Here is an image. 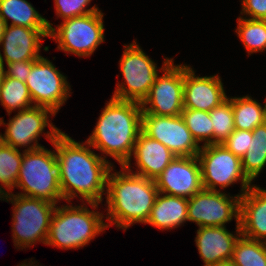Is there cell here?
<instances>
[{
	"instance_id": "1",
	"label": "cell",
	"mask_w": 266,
	"mask_h": 266,
	"mask_svg": "<svg viewBox=\"0 0 266 266\" xmlns=\"http://www.w3.org/2000/svg\"><path fill=\"white\" fill-rule=\"evenodd\" d=\"M52 145L56 150L63 200L71 203V199L80 196V200L98 209L102 195L106 194L112 163L91 151L88 142H77L62 131Z\"/></svg>"
},
{
	"instance_id": "2",
	"label": "cell",
	"mask_w": 266,
	"mask_h": 266,
	"mask_svg": "<svg viewBox=\"0 0 266 266\" xmlns=\"http://www.w3.org/2000/svg\"><path fill=\"white\" fill-rule=\"evenodd\" d=\"M141 103L118 100L106 103L92 134L86 142L94 149L114 158L121 166L131 168V155L142 128Z\"/></svg>"
},
{
	"instance_id": "3",
	"label": "cell",
	"mask_w": 266,
	"mask_h": 266,
	"mask_svg": "<svg viewBox=\"0 0 266 266\" xmlns=\"http://www.w3.org/2000/svg\"><path fill=\"white\" fill-rule=\"evenodd\" d=\"M121 169L112 173V168L107 177L106 224L125 231L134 223L146 224L158 189L153 179L134 174L124 166Z\"/></svg>"
},
{
	"instance_id": "4",
	"label": "cell",
	"mask_w": 266,
	"mask_h": 266,
	"mask_svg": "<svg viewBox=\"0 0 266 266\" xmlns=\"http://www.w3.org/2000/svg\"><path fill=\"white\" fill-rule=\"evenodd\" d=\"M105 216L87 206H56L45 245L61 249H79L107 229Z\"/></svg>"
},
{
	"instance_id": "5",
	"label": "cell",
	"mask_w": 266,
	"mask_h": 266,
	"mask_svg": "<svg viewBox=\"0 0 266 266\" xmlns=\"http://www.w3.org/2000/svg\"><path fill=\"white\" fill-rule=\"evenodd\" d=\"M44 147L22 150V164L15 187L23 191L18 195L58 204L63 197L57 157L55 150L51 151Z\"/></svg>"
},
{
	"instance_id": "6",
	"label": "cell",
	"mask_w": 266,
	"mask_h": 266,
	"mask_svg": "<svg viewBox=\"0 0 266 266\" xmlns=\"http://www.w3.org/2000/svg\"><path fill=\"white\" fill-rule=\"evenodd\" d=\"M13 205V243L18 249L30 248L37 242L46 244L50 223L57 204L18 194H9Z\"/></svg>"
},
{
	"instance_id": "7",
	"label": "cell",
	"mask_w": 266,
	"mask_h": 266,
	"mask_svg": "<svg viewBox=\"0 0 266 266\" xmlns=\"http://www.w3.org/2000/svg\"><path fill=\"white\" fill-rule=\"evenodd\" d=\"M119 67L124 82L116 85L112 97L142 103L159 74L156 63L134 40L133 43L124 45Z\"/></svg>"
},
{
	"instance_id": "8",
	"label": "cell",
	"mask_w": 266,
	"mask_h": 266,
	"mask_svg": "<svg viewBox=\"0 0 266 266\" xmlns=\"http://www.w3.org/2000/svg\"><path fill=\"white\" fill-rule=\"evenodd\" d=\"M104 14L100 11L63 20L49 30V38L58 43L57 50L78 57L91 56L104 42Z\"/></svg>"
},
{
	"instance_id": "9",
	"label": "cell",
	"mask_w": 266,
	"mask_h": 266,
	"mask_svg": "<svg viewBox=\"0 0 266 266\" xmlns=\"http://www.w3.org/2000/svg\"><path fill=\"white\" fill-rule=\"evenodd\" d=\"M200 166L203 189L222 190L241 181L242 196L252 185L245 176L241 159L229 151L224 144L202 145L197 155Z\"/></svg>"
},
{
	"instance_id": "10",
	"label": "cell",
	"mask_w": 266,
	"mask_h": 266,
	"mask_svg": "<svg viewBox=\"0 0 266 266\" xmlns=\"http://www.w3.org/2000/svg\"><path fill=\"white\" fill-rule=\"evenodd\" d=\"M49 115L56 114L48 108L32 106L19 111L8 123H4V119L0 117V126H6L5 133L0 134V140L16 149L28 147L24 150H35L43 147L38 143V139L45 128L50 127V131L44 132V135L53 143L61 130L49 121Z\"/></svg>"
},
{
	"instance_id": "11",
	"label": "cell",
	"mask_w": 266,
	"mask_h": 266,
	"mask_svg": "<svg viewBox=\"0 0 266 266\" xmlns=\"http://www.w3.org/2000/svg\"><path fill=\"white\" fill-rule=\"evenodd\" d=\"M173 58H165L148 96L142 101L143 113L159 116H178L183 111L184 64L174 65ZM150 105V106H147Z\"/></svg>"
},
{
	"instance_id": "12",
	"label": "cell",
	"mask_w": 266,
	"mask_h": 266,
	"mask_svg": "<svg viewBox=\"0 0 266 266\" xmlns=\"http://www.w3.org/2000/svg\"><path fill=\"white\" fill-rule=\"evenodd\" d=\"M25 83L34 106L48 108L55 114L71 96V88L66 76L43 56L32 65Z\"/></svg>"
},
{
	"instance_id": "13",
	"label": "cell",
	"mask_w": 266,
	"mask_h": 266,
	"mask_svg": "<svg viewBox=\"0 0 266 266\" xmlns=\"http://www.w3.org/2000/svg\"><path fill=\"white\" fill-rule=\"evenodd\" d=\"M240 197V194L233 197L220 190L202 189L188 198V221L198 227H225L234 218L239 224Z\"/></svg>"
},
{
	"instance_id": "14",
	"label": "cell",
	"mask_w": 266,
	"mask_h": 266,
	"mask_svg": "<svg viewBox=\"0 0 266 266\" xmlns=\"http://www.w3.org/2000/svg\"><path fill=\"white\" fill-rule=\"evenodd\" d=\"M141 131L161 142L175 156H197L201 149L181 115L159 116L142 113Z\"/></svg>"
},
{
	"instance_id": "15",
	"label": "cell",
	"mask_w": 266,
	"mask_h": 266,
	"mask_svg": "<svg viewBox=\"0 0 266 266\" xmlns=\"http://www.w3.org/2000/svg\"><path fill=\"white\" fill-rule=\"evenodd\" d=\"M158 192L190 198L203 189L201 166L197 156H175L155 178Z\"/></svg>"
},
{
	"instance_id": "16",
	"label": "cell",
	"mask_w": 266,
	"mask_h": 266,
	"mask_svg": "<svg viewBox=\"0 0 266 266\" xmlns=\"http://www.w3.org/2000/svg\"><path fill=\"white\" fill-rule=\"evenodd\" d=\"M227 98L220 76L199 77L184 65L183 108L210 112Z\"/></svg>"
},
{
	"instance_id": "17",
	"label": "cell",
	"mask_w": 266,
	"mask_h": 266,
	"mask_svg": "<svg viewBox=\"0 0 266 266\" xmlns=\"http://www.w3.org/2000/svg\"><path fill=\"white\" fill-rule=\"evenodd\" d=\"M49 28H27L18 25H8L0 42L4 55L0 60L6 64L18 61L37 60L41 57L42 37L48 38Z\"/></svg>"
},
{
	"instance_id": "18",
	"label": "cell",
	"mask_w": 266,
	"mask_h": 266,
	"mask_svg": "<svg viewBox=\"0 0 266 266\" xmlns=\"http://www.w3.org/2000/svg\"><path fill=\"white\" fill-rule=\"evenodd\" d=\"M198 228L195 244L204 266L231 261L235 243L242 235L239 224H236V235L230 233L226 226Z\"/></svg>"
},
{
	"instance_id": "19",
	"label": "cell",
	"mask_w": 266,
	"mask_h": 266,
	"mask_svg": "<svg viewBox=\"0 0 266 266\" xmlns=\"http://www.w3.org/2000/svg\"><path fill=\"white\" fill-rule=\"evenodd\" d=\"M239 226L242 236L266 242V189L251 185L240 197Z\"/></svg>"
},
{
	"instance_id": "20",
	"label": "cell",
	"mask_w": 266,
	"mask_h": 266,
	"mask_svg": "<svg viewBox=\"0 0 266 266\" xmlns=\"http://www.w3.org/2000/svg\"><path fill=\"white\" fill-rule=\"evenodd\" d=\"M132 156L136 161L137 169L136 171L130 168L127 169L134 174L153 180L162 173L175 157L165 145L148 137L142 131L137 137L131 158Z\"/></svg>"
},
{
	"instance_id": "21",
	"label": "cell",
	"mask_w": 266,
	"mask_h": 266,
	"mask_svg": "<svg viewBox=\"0 0 266 266\" xmlns=\"http://www.w3.org/2000/svg\"><path fill=\"white\" fill-rule=\"evenodd\" d=\"M188 198L158 192L146 224L160 230L180 227L188 221Z\"/></svg>"
},
{
	"instance_id": "22",
	"label": "cell",
	"mask_w": 266,
	"mask_h": 266,
	"mask_svg": "<svg viewBox=\"0 0 266 266\" xmlns=\"http://www.w3.org/2000/svg\"><path fill=\"white\" fill-rule=\"evenodd\" d=\"M0 17L8 26L18 25L27 28H53V24L44 18L27 0H0Z\"/></svg>"
},
{
	"instance_id": "23",
	"label": "cell",
	"mask_w": 266,
	"mask_h": 266,
	"mask_svg": "<svg viewBox=\"0 0 266 266\" xmlns=\"http://www.w3.org/2000/svg\"><path fill=\"white\" fill-rule=\"evenodd\" d=\"M236 130L252 131L266 122V103H258L251 96L230 97Z\"/></svg>"
},
{
	"instance_id": "24",
	"label": "cell",
	"mask_w": 266,
	"mask_h": 266,
	"mask_svg": "<svg viewBox=\"0 0 266 266\" xmlns=\"http://www.w3.org/2000/svg\"><path fill=\"white\" fill-rule=\"evenodd\" d=\"M252 137L247 152L241 158L243 172L251 182L266 167V122L252 130Z\"/></svg>"
},
{
	"instance_id": "25",
	"label": "cell",
	"mask_w": 266,
	"mask_h": 266,
	"mask_svg": "<svg viewBox=\"0 0 266 266\" xmlns=\"http://www.w3.org/2000/svg\"><path fill=\"white\" fill-rule=\"evenodd\" d=\"M236 33L248 55L266 51V20L249 19L239 16Z\"/></svg>"
},
{
	"instance_id": "26",
	"label": "cell",
	"mask_w": 266,
	"mask_h": 266,
	"mask_svg": "<svg viewBox=\"0 0 266 266\" xmlns=\"http://www.w3.org/2000/svg\"><path fill=\"white\" fill-rule=\"evenodd\" d=\"M0 102L8 115L16 109L19 112L34 106L26 83L6 75L0 91Z\"/></svg>"
},
{
	"instance_id": "27",
	"label": "cell",
	"mask_w": 266,
	"mask_h": 266,
	"mask_svg": "<svg viewBox=\"0 0 266 266\" xmlns=\"http://www.w3.org/2000/svg\"><path fill=\"white\" fill-rule=\"evenodd\" d=\"M231 262L235 266H266V244L240 236L235 243Z\"/></svg>"
},
{
	"instance_id": "28",
	"label": "cell",
	"mask_w": 266,
	"mask_h": 266,
	"mask_svg": "<svg viewBox=\"0 0 266 266\" xmlns=\"http://www.w3.org/2000/svg\"><path fill=\"white\" fill-rule=\"evenodd\" d=\"M23 152L0 140V181L8 191L14 190L22 164Z\"/></svg>"
},
{
	"instance_id": "29",
	"label": "cell",
	"mask_w": 266,
	"mask_h": 266,
	"mask_svg": "<svg viewBox=\"0 0 266 266\" xmlns=\"http://www.w3.org/2000/svg\"><path fill=\"white\" fill-rule=\"evenodd\" d=\"M181 117L198 144H213V126L209 112L183 108Z\"/></svg>"
},
{
	"instance_id": "30",
	"label": "cell",
	"mask_w": 266,
	"mask_h": 266,
	"mask_svg": "<svg viewBox=\"0 0 266 266\" xmlns=\"http://www.w3.org/2000/svg\"><path fill=\"white\" fill-rule=\"evenodd\" d=\"M213 126V144H223L235 130L231 101L227 98L209 112Z\"/></svg>"
},
{
	"instance_id": "31",
	"label": "cell",
	"mask_w": 266,
	"mask_h": 266,
	"mask_svg": "<svg viewBox=\"0 0 266 266\" xmlns=\"http://www.w3.org/2000/svg\"><path fill=\"white\" fill-rule=\"evenodd\" d=\"M92 0H54L57 17L62 20L83 16L89 13L100 11L96 5L90 9L86 7Z\"/></svg>"
},
{
	"instance_id": "32",
	"label": "cell",
	"mask_w": 266,
	"mask_h": 266,
	"mask_svg": "<svg viewBox=\"0 0 266 266\" xmlns=\"http://www.w3.org/2000/svg\"><path fill=\"white\" fill-rule=\"evenodd\" d=\"M250 138H253L252 131L235 129L223 144L229 151L241 159L248 150Z\"/></svg>"
},
{
	"instance_id": "33",
	"label": "cell",
	"mask_w": 266,
	"mask_h": 266,
	"mask_svg": "<svg viewBox=\"0 0 266 266\" xmlns=\"http://www.w3.org/2000/svg\"><path fill=\"white\" fill-rule=\"evenodd\" d=\"M242 15L249 19L266 20V0H242Z\"/></svg>"
},
{
	"instance_id": "34",
	"label": "cell",
	"mask_w": 266,
	"mask_h": 266,
	"mask_svg": "<svg viewBox=\"0 0 266 266\" xmlns=\"http://www.w3.org/2000/svg\"><path fill=\"white\" fill-rule=\"evenodd\" d=\"M35 61L36 60H27L8 63V69L5 70V74L7 77L15 78L25 83Z\"/></svg>"
},
{
	"instance_id": "35",
	"label": "cell",
	"mask_w": 266,
	"mask_h": 266,
	"mask_svg": "<svg viewBox=\"0 0 266 266\" xmlns=\"http://www.w3.org/2000/svg\"><path fill=\"white\" fill-rule=\"evenodd\" d=\"M1 183V181H0ZM3 185L0 186V200H2L3 198V201L6 200V202H8V197H9V194H10V191H8V189L6 187H2ZM6 190V191H5Z\"/></svg>"
},
{
	"instance_id": "36",
	"label": "cell",
	"mask_w": 266,
	"mask_h": 266,
	"mask_svg": "<svg viewBox=\"0 0 266 266\" xmlns=\"http://www.w3.org/2000/svg\"><path fill=\"white\" fill-rule=\"evenodd\" d=\"M5 75H6L5 74V67H4L3 62L0 60V91L2 88V83H3Z\"/></svg>"
},
{
	"instance_id": "37",
	"label": "cell",
	"mask_w": 266,
	"mask_h": 266,
	"mask_svg": "<svg viewBox=\"0 0 266 266\" xmlns=\"http://www.w3.org/2000/svg\"><path fill=\"white\" fill-rule=\"evenodd\" d=\"M6 28V23L4 22V20L0 17V42L3 38V34Z\"/></svg>"
},
{
	"instance_id": "38",
	"label": "cell",
	"mask_w": 266,
	"mask_h": 266,
	"mask_svg": "<svg viewBox=\"0 0 266 266\" xmlns=\"http://www.w3.org/2000/svg\"><path fill=\"white\" fill-rule=\"evenodd\" d=\"M36 263L37 262H33L32 260H30V262L27 263V261L25 262V260H24V262L23 263H20L21 265H18V266H39V265H36Z\"/></svg>"
},
{
	"instance_id": "39",
	"label": "cell",
	"mask_w": 266,
	"mask_h": 266,
	"mask_svg": "<svg viewBox=\"0 0 266 266\" xmlns=\"http://www.w3.org/2000/svg\"><path fill=\"white\" fill-rule=\"evenodd\" d=\"M213 266H235V265L231 261H227V262L218 263L217 265Z\"/></svg>"
}]
</instances>
